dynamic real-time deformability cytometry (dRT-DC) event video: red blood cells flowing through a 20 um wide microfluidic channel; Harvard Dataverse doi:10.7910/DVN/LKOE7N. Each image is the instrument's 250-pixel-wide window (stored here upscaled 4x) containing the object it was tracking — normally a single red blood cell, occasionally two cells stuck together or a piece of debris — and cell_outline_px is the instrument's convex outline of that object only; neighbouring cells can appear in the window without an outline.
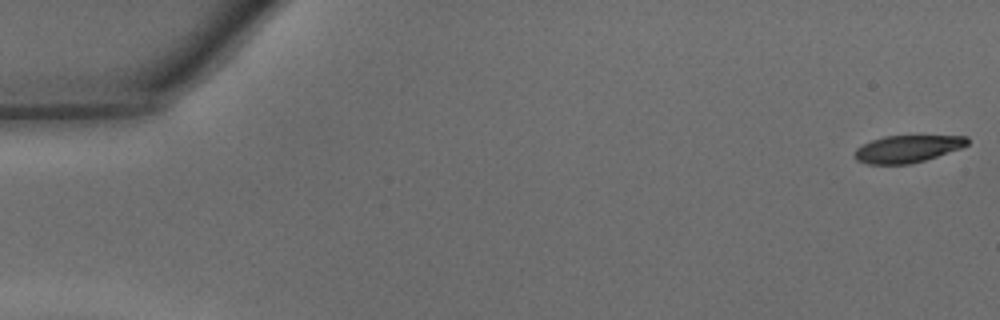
{"species": "common noctule bat (a hibernating species)", "species_latin": "Nyctalus noctula", "temperature_condition": "warm", "stored_images_in_passage": 42, "camera_frame_rate_fps": 3000, "um_per_image_px": 0.085, "animal": {"sex": "male", "body_mass_g": 15.6}, "frame": {"image": 1, "passage_image": 1, "time_ms": 0.0, "image_size_px": [1000, 320], "cell_outline_px": [[968, 144], [960, 148], [924, 160], [908, 164], [868, 164], [856, 160], [852, 156], [856, 148], [872, 140], [884, 136], [968, 136]], "centroid_in_image_um": [77.08, 12.65], "position_along_channel_um": 7.9, "area_um2": 17.69}}
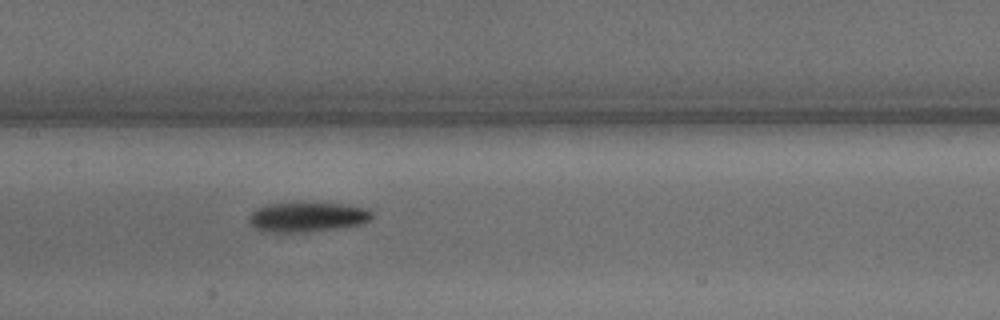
{"frame": {"image": 2, "passage_image": 23, "time_ms": 7.333, "image_size_px": [1000, 320], "cell_outline_px": [[372, 220], [360, 224], [340, 228], [304, 232], [260, 232], [248, 224], [248, 216], [256, 208], [268, 204], [300, 200], [344, 204], [368, 208], [372, 212]], "centroid_in_image_um": [26.08, 18.41], "position_along_channel_um": 181.3, "area_um2": 22.43}}
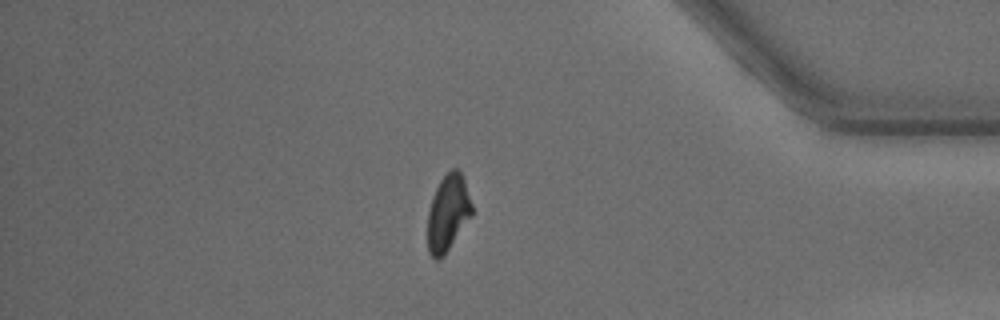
{"frame": {"image": 3, "passage_image": 40, "time_ms": 13.0, "image_size_px": [1000, 320], "cell_outline_px": [[472, 216], [444, 256], [440, 260], [436, 260], [428, 252], [428, 212], [432, 196], [440, 180], [452, 168], [456, 168], [464, 176], [472, 204]], "centroid_in_image_um": [38.09, 18.1], "position_along_channel_um": 397.1, "area_um2": 19.88}, "authors_computed_cell_mechanics": {"area_um2": 20.4901, "velocity_mm_per_s": 4.3509, "shape_relaxation_time_tau1_ms": 2.5601, "shape_relaxation_time_tau2_ms": null, "deformation_change_tau1": 0.1364, "deformation_change_tau2": null}}